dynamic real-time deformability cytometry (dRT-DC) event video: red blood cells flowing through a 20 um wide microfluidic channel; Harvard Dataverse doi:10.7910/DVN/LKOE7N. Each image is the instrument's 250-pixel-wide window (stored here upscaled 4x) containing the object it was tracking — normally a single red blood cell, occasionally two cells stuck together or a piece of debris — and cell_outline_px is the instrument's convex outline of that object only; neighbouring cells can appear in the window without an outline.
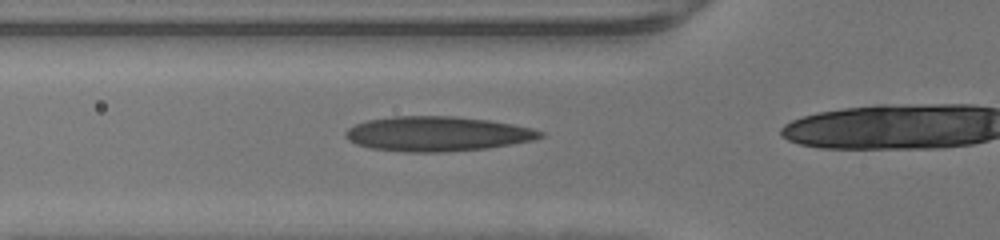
{"species": "human", "species_latin": "Homo sapiens", "temperature_condition": "warm", "stored_images_in_passage": 9, "camera_frame_rate_fps": 3000, "um_per_image_px": 0.085, "donor": {"sex": "male"}, "frame": {"image": 1, "passage_image": 2, "time_ms": 0.333, "image_size_px": [1000, 240], "cell_outline_px": [[544, 136], [536, 140], [488, 148], [444, 152], [404, 152], [372, 148], [356, 144], [348, 140], [344, 136], [344, 132], [348, 128], [356, 124], [368, 120], [392, 116], [456, 116], [488, 120], [512, 124], [532, 128], [544, 132]], "centroid_in_image_um": [37.18, 11.38], "position_along_channel_um": 88.6, "area_um2": 39.65}}
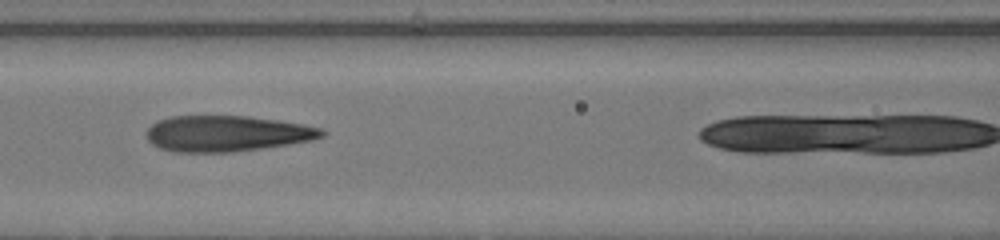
{"frame": {"image": 2, "passage_image": 6, "time_ms": 1.667, "image_size_px": [1000, 240], "cell_outline_px": [[328, 132], [324, 136], [312, 140], [288, 144], [232, 152], [176, 152], [160, 148], [152, 144], [148, 140], [148, 128], [156, 120], [172, 116], [248, 116], [304, 124], [324, 128]], "centroid_in_image_um": [19.31, 11.34], "position_along_channel_um": 147.3, "area_um2": 36.7}}